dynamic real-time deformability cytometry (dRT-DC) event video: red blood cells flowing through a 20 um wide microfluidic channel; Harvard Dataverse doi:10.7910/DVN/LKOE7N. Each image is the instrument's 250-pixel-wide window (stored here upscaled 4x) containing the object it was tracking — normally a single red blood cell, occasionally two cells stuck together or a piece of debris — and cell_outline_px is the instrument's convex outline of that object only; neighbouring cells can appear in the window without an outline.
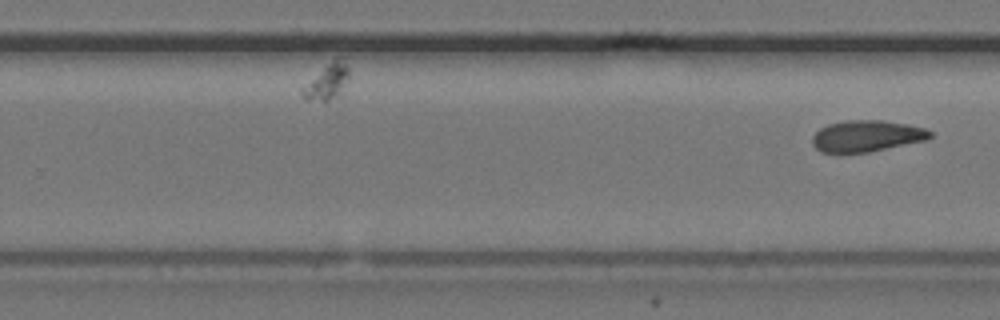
{"species": "common noctule bat (a hibernating species)", "species_latin": "Nyctalus noctula", "temperature_condition": "cold", "stored_images_in_passage": 34, "segment_of_instrument_passage": [2, 2], "camera_frame_rate_fps": 3000, "um_per_image_px": 0.085, "animal": {"sex": "female", "body_mass_g": 24.6, "forearm_length_mm": 56.2}, "frame": {"image": 1, "passage_image": 34, "time_ms": 11.0, "image_size_px": [1000, 320], "cell_outline_px": [[932, 136], [928, 140], [868, 152], [840, 156], [836, 156], [820, 152], [812, 144], [812, 136], [820, 128], [828, 124], [848, 120], [884, 120], [908, 124], [924, 128], [932, 132]], "centroid_in_image_um": [73.61, 11.6], "position_along_channel_um": 256.2, "area_um2": 22.31}}